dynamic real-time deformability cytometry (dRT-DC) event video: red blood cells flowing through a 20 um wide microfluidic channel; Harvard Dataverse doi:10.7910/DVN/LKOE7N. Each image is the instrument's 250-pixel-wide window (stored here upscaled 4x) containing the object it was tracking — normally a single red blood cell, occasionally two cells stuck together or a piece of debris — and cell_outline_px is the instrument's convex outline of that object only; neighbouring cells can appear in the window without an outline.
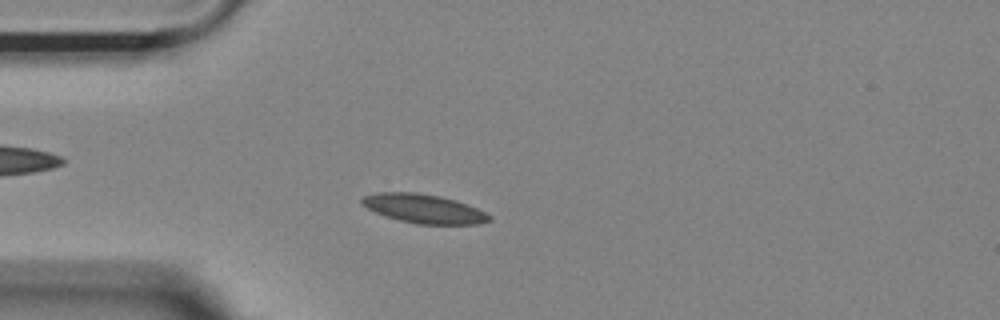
{"species": "Egyptian fruit bat (a non-hibernating species)", "species_latin": "Rousettus aegyptiacus", "temperature_condition": "room temperature", "stored_images_in_passage": 53, "camera_frame_rate_fps": 3000, "um_per_image_px": 0.085, "animal": {"sex": "female"}, "frame": {"image": 1, "passage_image": 12, "time_ms": 3.667, "image_size_px": [1000, 320], "cell_outline_px": [[492, 220], [480, 224], [416, 224], [400, 220], [376, 212], [360, 204], [360, 200], [364, 196], [376, 192], [416, 192], [440, 196], [456, 200], [476, 208], [492, 216]], "centroid_in_image_um": [36.03, 17.73], "position_along_channel_um": 49.0, "area_um2": 21.44}}
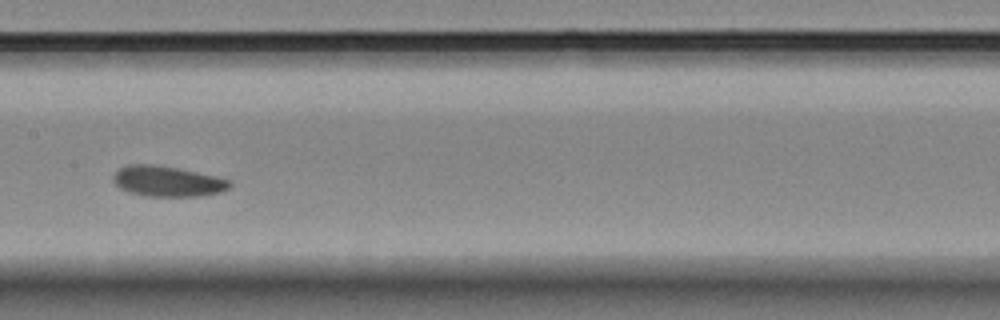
{"frame": {"image": 2, "passage_image": 25, "time_ms": 8.0, "image_size_px": [1000, 320], "cell_outline_px": [[232, 184], [228, 188], [220, 192], [200, 196], [144, 196], [128, 192], [120, 188], [112, 180], [112, 176], [120, 168], [128, 164], [152, 164], [176, 168], [216, 176], [232, 180]], "centroid_in_image_um": [14.22, 15.41], "position_along_channel_um": 193.2, "area_um2": 20.69}}
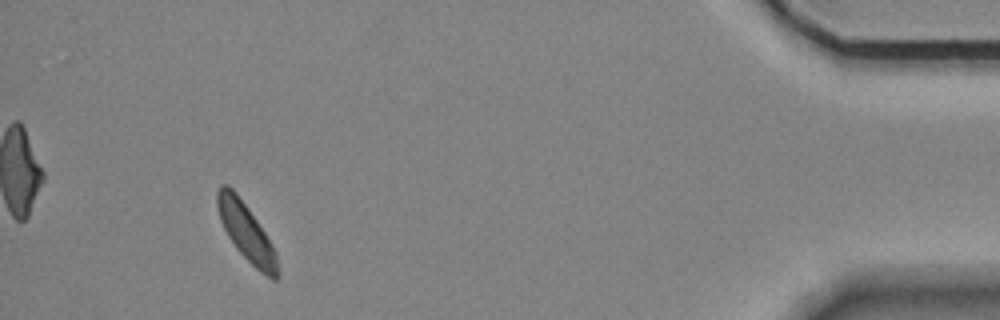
{"frame": {"image": 3, "passage_image": 49, "time_ms": 16.0, "image_size_px": [1000, 320], "cell_outline_px": [[280, 276], [276, 280], [272, 280], [260, 272], [236, 248], [228, 236], [220, 220], [216, 204], [216, 192], [220, 184], [228, 184], [236, 192], [248, 208], [272, 244], [276, 252], [280, 272]], "centroid_in_image_um": [20.94, 19.74], "position_along_channel_um": 414.3, "area_um2": 20.23}, "authors_computed_cell_mechanics": {"area_um2": 20.3456, "velocity_mm_per_s": 3.5703, "shape_relaxation_time_tau1_ms": 2.2373, "shape_relaxation_time_tau2_ms": 2.9135, "deformation_change_tau1": 0.0645, "deformation_change_tau2": 0.0893}}